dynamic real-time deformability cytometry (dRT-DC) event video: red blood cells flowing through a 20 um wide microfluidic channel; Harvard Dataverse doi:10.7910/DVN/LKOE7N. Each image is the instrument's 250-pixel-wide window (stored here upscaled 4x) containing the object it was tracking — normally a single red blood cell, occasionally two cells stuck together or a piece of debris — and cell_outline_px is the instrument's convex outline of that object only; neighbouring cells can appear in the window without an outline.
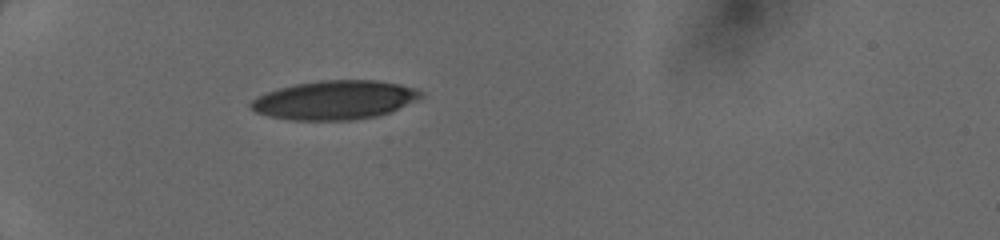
{"species": "human", "species_latin": "Homo sapiens", "temperature_condition": "cold", "stored_images_in_passage": 33, "camera_frame_rate_fps": 3000, "um_per_image_px": 0.085, "donor": {"sex": "female"}, "frame": {"image": 1, "passage_image": 1, "time_ms": 0.0, "image_size_px": [1000, 240], "cell_outline_px": [[424, 96], [392, 112], [376, 116], [352, 120], [292, 120], [268, 116], [256, 112], [248, 104], [256, 96], [280, 88], [296, 84], [320, 80], [376, 80], [400, 84], [416, 88], [424, 92]], "centroid_in_image_um": [28.48, 8.5], "position_along_channel_um": 56.5, "area_um2": 38.67}}
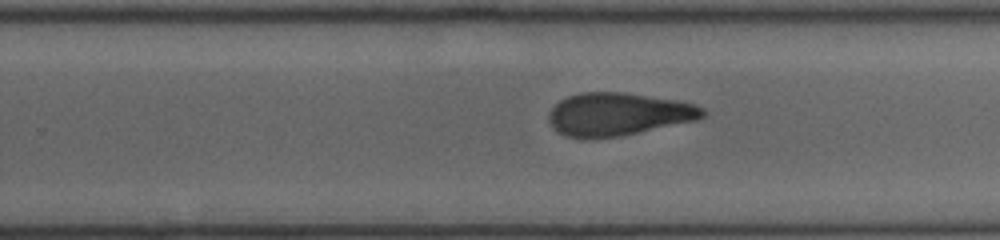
{"frame": {"image": 2, "passage_image": 18, "time_ms": 5.667, "image_size_px": [1000, 240], "cell_outline_px": [[708, 112], [704, 116], [696, 120], [620, 136], [588, 140], [564, 136], [556, 132], [548, 120], [548, 112], [560, 100], [568, 96], [580, 92], [624, 92], [676, 100], [696, 104], [704, 108]], "centroid_in_image_um": [52.51, 9.72], "position_along_channel_um": 277.3, "area_um2": 38.9}}
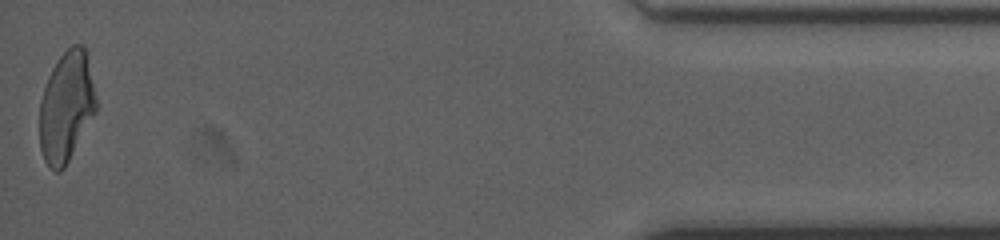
{"frame": {"image": 3, "passage_image": 33, "time_ms": 10.667, "image_size_px": [1000, 240], "cell_outline_px": [[96, 112], [64, 168], [60, 172], [56, 172], [44, 160], [40, 148], [40, 100], [48, 76], [52, 68], [60, 56], [72, 44], [84, 44], [96, 96]], "centroid_in_image_um": [5.64, 9.06], "position_along_channel_um": 429.6, "area_um2": 36.13}}